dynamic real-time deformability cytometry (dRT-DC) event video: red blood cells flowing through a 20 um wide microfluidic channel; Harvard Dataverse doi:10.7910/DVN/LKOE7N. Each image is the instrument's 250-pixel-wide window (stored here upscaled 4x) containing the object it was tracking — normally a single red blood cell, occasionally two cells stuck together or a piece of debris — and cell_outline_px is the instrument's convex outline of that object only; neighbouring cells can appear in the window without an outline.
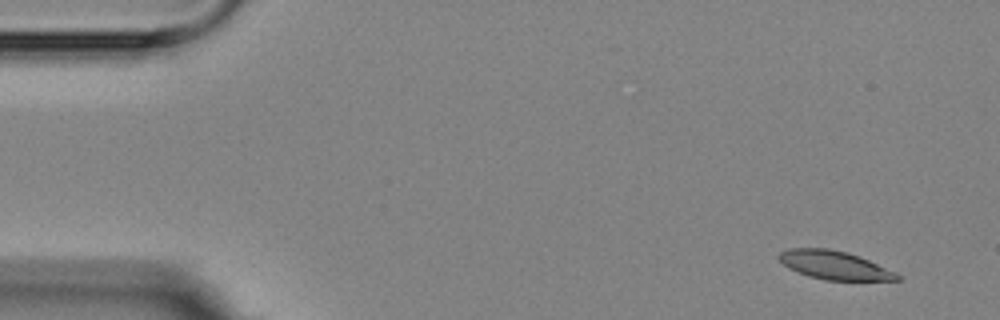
{"species": "Egyptian fruit bat (a non-hibernating species)", "species_latin": "Rousettus aegyptiacus", "temperature_condition": "room temperature", "stored_images_in_passage": 5, "camera_frame_rate_fps": 3000, "um_per_image_px": 0.085, "animal": {"sex": "female"}, "frame": {"image": 1, "passage_image": 1, "time_ms": 0.0, "image_size_px": [1000, 320], "cell_outline_px": [[900, 280], [824, 280], [808, 276], [788, 268], [776, 256], [780, 252], [788, 248], [828, 248], [848, 252], [860, 256], [896, 272], [900, 276]], "centroid_in_image_um": [70.91, 22.53], "position_along_channel_um": 14.1, "area_um2": 19.71}}
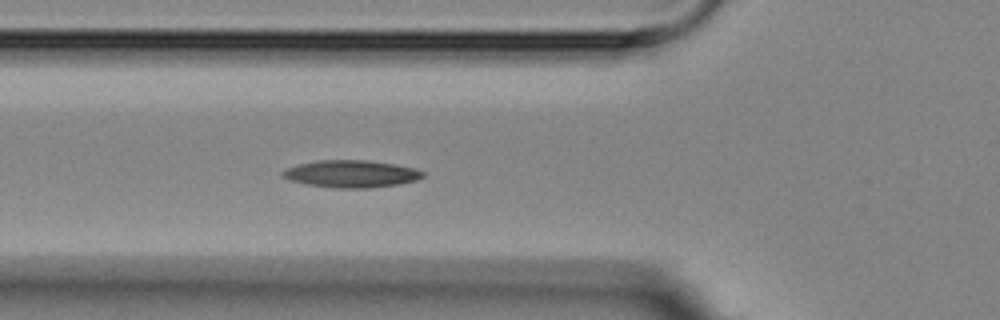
{"frame": {"image": 2, "passage_image": 5, "time_ms": 5.333, "image_size_px": [1000, 320], "cell_outline_px": [[424, 176], [416, 180], [400, 184], [368, 188], [336, 188], [308, 184], [292, 180], [280, 176], [280, 172], [288, 168], [300, 164], [316, 160], [368, 160], [396, 164], [412, 168], [424, 172]], "centroid_in_image_um": [29.86, 14.77], "position_along_channel_um": 95.9, "area_um2": 22.14}}